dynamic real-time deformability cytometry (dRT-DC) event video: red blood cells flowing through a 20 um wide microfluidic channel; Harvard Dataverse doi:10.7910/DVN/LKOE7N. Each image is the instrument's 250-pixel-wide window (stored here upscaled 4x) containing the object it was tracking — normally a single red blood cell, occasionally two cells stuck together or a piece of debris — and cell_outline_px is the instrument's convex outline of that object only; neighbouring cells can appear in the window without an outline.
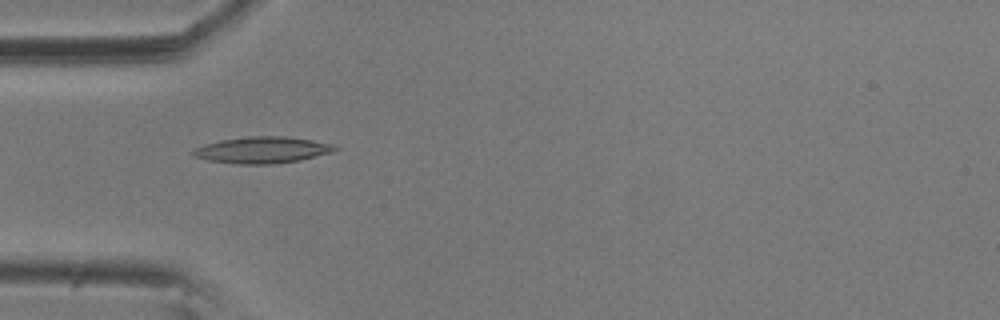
{"species": "common noctule bat (a hibernating species)", "species_latin": "Nyctalus noctula", "temperature_condition": "room temperature", "stored_images_in_passage": 6, "camera_frame_rate_fps": 3000, "um_per_image_px": 0.085, "animal": {"sex": "male", "body_mass_g": 20.5, "forearm_length_mm": 52.5}, "frame": {"image": 1, "passage_image": 5, "time_ms": 1.333, "image_size_px": [1000, 320], "cell_outline_px": [[340, 148], [332, 152], [300, 160], [272, 164], [240, 164], [208, 160], [196, 156], [188, 152], [204, 144], [220, 140], [252, 136], [284, 136], [312, 140], [332, 144]], "centroid_in_image_um": [22.3, 12.74], "position_along_channel_um": 62.7, "area_um2": 21.73}}
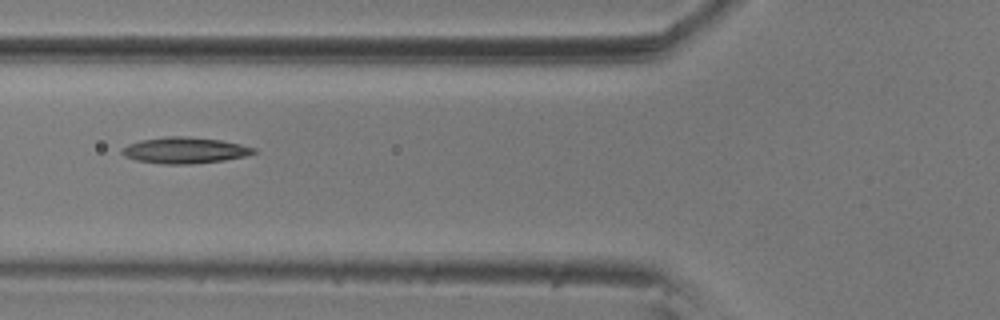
{"frame": {"image": 2, "passage_image": 6, "time_ms": 1.667, "image_size_px": [1000, 320], "cell_outline_px": [[256, 152], [244, 156], [224, 160], [192, 164], [164, 164], [136, 160], [124, 156], [120, 152], [120, 148], [128, 144], [140, 140], [168, 136], [184, 136], [220, 140], [240, 144], [256, 148]], "centroid_in_image_um": [15.66, 12.77], "position_along_channel_um": 110.1, "area_um2": 20.06}}